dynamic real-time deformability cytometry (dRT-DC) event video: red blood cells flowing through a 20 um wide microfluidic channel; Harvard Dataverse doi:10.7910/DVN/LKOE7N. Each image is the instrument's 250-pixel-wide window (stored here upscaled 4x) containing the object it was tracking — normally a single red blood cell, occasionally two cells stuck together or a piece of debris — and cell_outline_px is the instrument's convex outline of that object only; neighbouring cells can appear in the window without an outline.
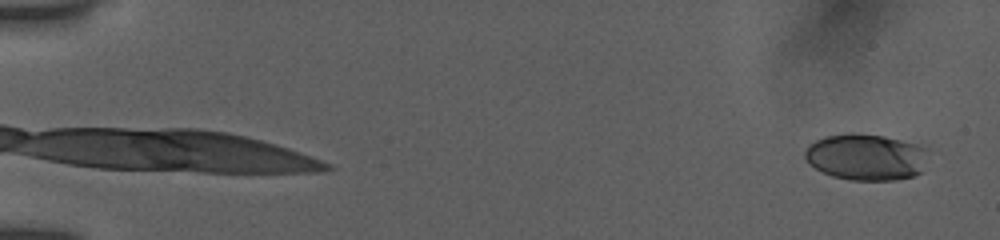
{"species": "human", "species_latin": "Homo sapiens", "temperature_condition": "room temperature", "stored_images_in_passage": 53, "camera_frame_rate_fps": 3000, "um_per_image_px": 0.085, "donor": {"sex": "female"}, "frame": {"image": 1, "passage_image": 1, "time_ms": 0.0, "image_size_px": [1000, 240], "cell_outline_px": [[928, 148], [920, 172], [912, 176], [896, 180], [848, 180], [832, 176], [816, 168], [804, 156], [804, 152], [808, 144], [824, 136], [852, 132], [884, 136], [916, 144]], "centroid_in_image_um": [73.58, 13.33], "position_along_channel_um": 11.4, "area_um2": 33.23}}
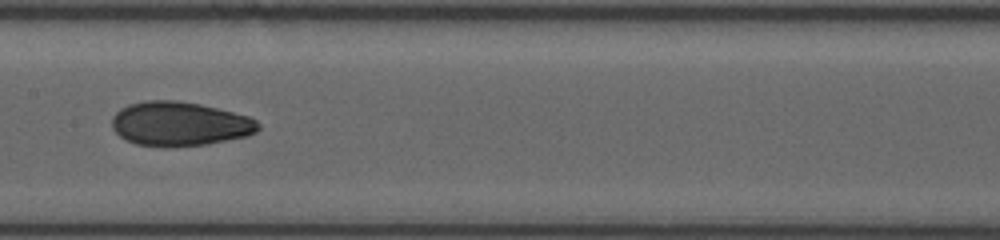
{"frame": {"image": 2, "passage_image": 28, "time_ms": 9.0, "image_size_px": [1000, 240], "cell_outline_px": [[260, 128], [256, 132], [248, 136], [204, 144], [168, 148], [160, 148], [136, 144], [120, 136], [112, 128], [112, 116], [120, 108], [128, 104], [144, 100], [176, 100], [200, 104], [248, 116], [256, 120], [260, 124]], "centroid_in_image_um": [15.24, 10.53], "position_along_channel_um": 192.2, "area_um2": 37.97}}
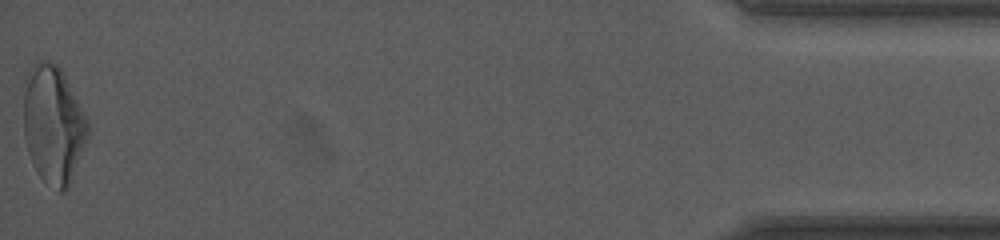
{"frame": {"image": 3, "passage_image": 53, "time_ms": 17.333, "image_size_px": [1000, 240], "cell_outline_px": [[88, 136], [68, 188], [64, 192], [60, 192], [44, 180], [36, 172], [32, 164], [28, 152], [24, 136], [24, 80], [28, 72], [36, 60], [48, 60], [56, 64], [60, 68], [88, 120]], "centroid_in_image_um": [4.51, 10.58], "position_along_channel_um": 430.7, "area_um2": 43.99}, "authors_computed_cell_mechanics": {"area_um2": 36.5874, "velocity_mm_per_s": 3.8845, "shape_relaxation_time_tau1_ms": 6.9624, "shape_relaxation_time_tau2_ms": 1.6998, "deformation_change_tau1": 0.1943, "deformation_change_tau2": 0.0669}}